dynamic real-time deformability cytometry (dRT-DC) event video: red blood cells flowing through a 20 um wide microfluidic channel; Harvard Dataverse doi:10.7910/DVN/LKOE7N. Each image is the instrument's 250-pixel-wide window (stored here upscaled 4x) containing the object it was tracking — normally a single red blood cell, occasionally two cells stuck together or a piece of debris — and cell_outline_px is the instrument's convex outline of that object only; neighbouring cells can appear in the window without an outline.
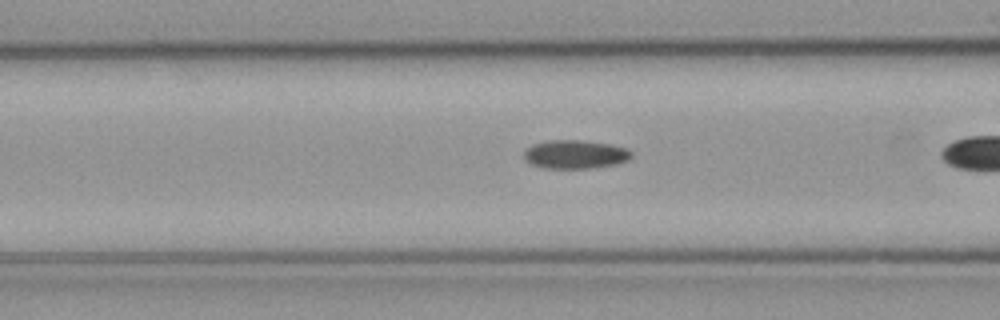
{"species": "common noctule bat (a hibernating species)", "species_latin": "Nyctalus noctula", "temperature_condition": "cold", "stored_images_in_passage": 35, "camera_frame_rate_fps": 3000, "um_per_image_px": 0.085, "animal": {"sex": "male", "body_mass_g": 23.1, "forearm_length_mm": 52.7}, "frame": {"image": 1, "passage_image": 14, "time_ms": 4.333, "image_size_px": [1000, 320], "cell_outline_px": [[632, 156], [628, 160], [616, 164], [592, 168], [544, 168], [532, 164], [524, 156], [524, 152], [532, 144], [548, 140], [584, 140], [612, 144], [624, 148], [632, 152]], "centroid_in_image_um": [48.91, 13.11], "position_along_channel_um": 117.7, "area_um2": 17.86}}
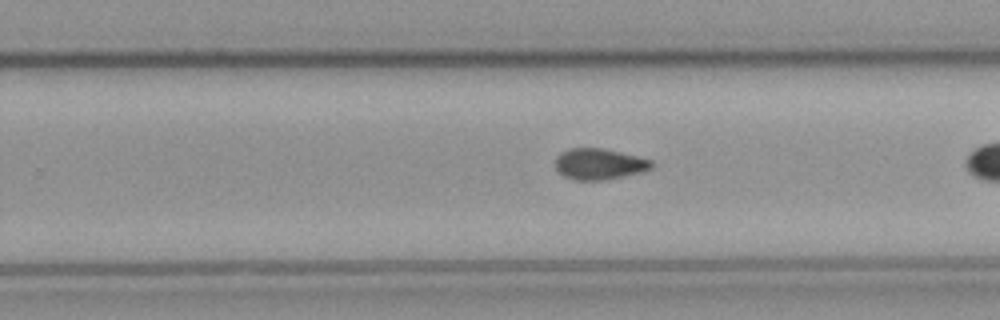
{"frame": {"image": 2, "passage_image": 27, "time_ms": 8.667, "image_size_px": [1000, 320], "cell_outline_px": [[652, 168], [640, 172], [624, 176], [604, 180], [572, 180], [564, 176], [556, 168], [556, 156], [568, 148], [600, 148], [620, 152], [652, 160]], "centroid_in_image_um": [50.91, 13.94], "position_along_channel_um": 278.9, "area_um2": 17.28}}
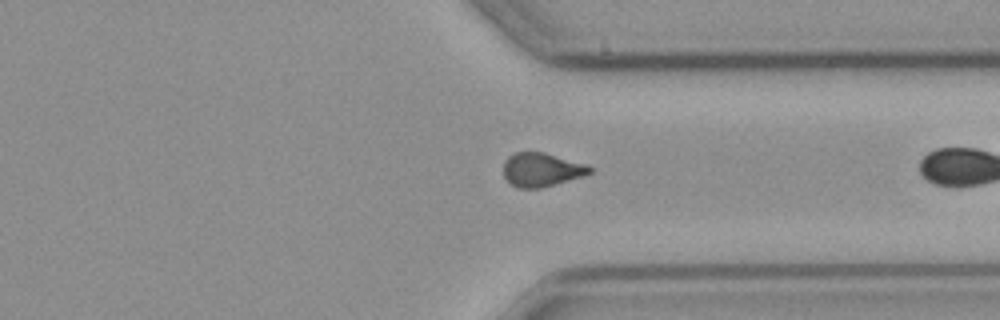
{"frame": {"image": 3, "passage_image": 34, "time_ms": 11.0, "image_size_px": [1000, 320], "cell_outline_px": [[592, 172], [580, 176], [540, 188], [520, 188], [512, 184], [504, 176], [504, 160], [508, 156], [516, 152], [544, 152], [588, 164], [592, 168]], "centroid_in_image_um": [46.02, 14.4], "position_along_channel_um": 365.4, "area_um2": 16.76}}